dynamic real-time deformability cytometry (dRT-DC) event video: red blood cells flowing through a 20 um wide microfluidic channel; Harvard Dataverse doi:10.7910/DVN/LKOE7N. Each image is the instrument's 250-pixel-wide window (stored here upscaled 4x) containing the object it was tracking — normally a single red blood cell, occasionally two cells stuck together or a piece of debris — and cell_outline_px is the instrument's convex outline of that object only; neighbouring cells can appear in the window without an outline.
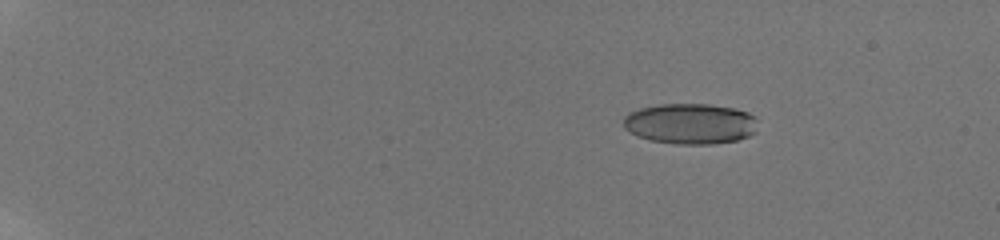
{"species": "human", "species_latin": "Homo sapiens", "temperature_condition": "room temperature", "stored_images_in_passage": 43, "camera_frame_rate_fps": 3000, "um_per_image_px": 0.085, "donor": {"sex": "male"}, "frame": {"image": 1, "passage_image": 8, "time_ms": 3.333, "image_size_px": [1000, 240], "cell_outline_px": [[756, 132], [748, 136], [736, 140], [712, 144], [676, 144], [652, 140], [640, 136], [624, 128], [624, 116], [628, 112], [640, 108], [660, 104], [708, 104], [732, 108], [748, 112], [756, 116]], "centroid_in_image_um": [58.69, 10.51], "position_along_channel_um": 26.3, "area_um2": 31.73}}
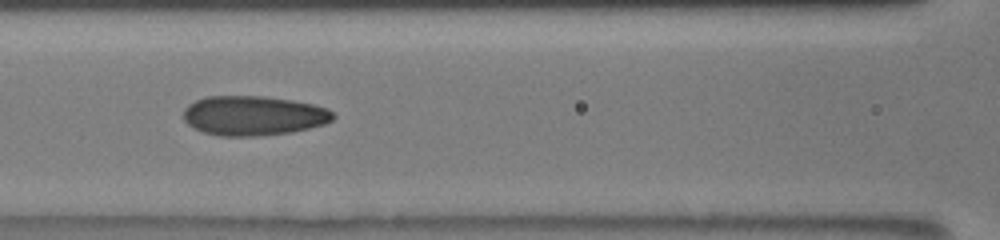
{"frame": {"image": 2, "passage_image": 23, "time_ms": 10.0, "image_size_px": [1000, 240], "cell_outline_px": [[336, 116], [332, 120], [324, 124], [292, 132], [256, 136], [220, 136], [204, 132], [188, 124], [184, 120], [184, 108], [188, 104], [204, 96], [264, 96], [292, 100], [312, 104], [328, 108]], "centroid_in_image_um": [21.54, 9.82], "position_along_channel_um": 145.1, "area_um2": 34.56}}
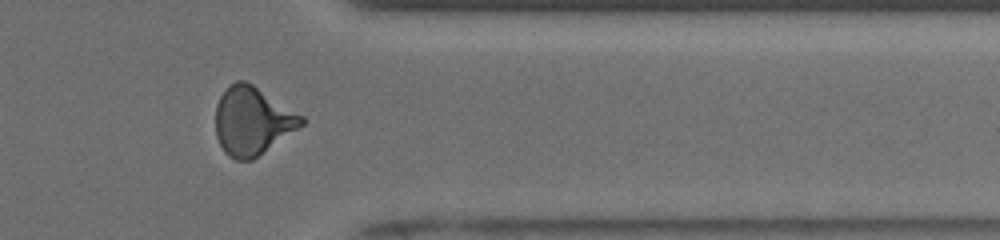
{"frame": {"image": 3, "passage_image": 38, "time_ms": 16.333, "image_size_px": [1000, 240], "cell_outline_px": [[308, 120], [304, 124], [252, 160], [236, 160], [228, 156], [224, 152], [216, 136], [216, 104], [220, 96], [236, 80], [244, 80], [252, 84], [304, 116]], "centroid_in_image_um": [21.45, 10.29], "position_along_channel_um": 389.9, "area_um2": 33.87}, "authors_computed_cell_mechanics": {"area_um2": 33.0038, "velocity_mm_per_s": 3.9191, "shape_relaxation_time_tau1_ms": 8.2294, "shape_relaxation_time_tau2_ms": 1.0625, "deformation_change_tau1": 0.2244, "deformation_change_tau2": 0.0682}}